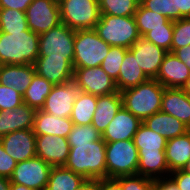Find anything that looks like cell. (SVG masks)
Instances as JSON below:
<instances>
[{
	"instance_id": "6da1fadb",
	"label": "cell",
	"mask_w": 190,
	"mask_h": 190,
	"mask_svg": "<svg viewBox=\"0 0 190 190\" xmlns=\"http://www.w3.org/2000/svg\"><path fill=\"white\" fill-rule=\"evenodd\" d=\"M133 141L139 156L137 175L156 180L163 178L165 173H170L165 155L167 139L142 123L134 134Z\"/></svg>"
},
{
	"instance_id": "7a4b0ae2",
	"label": "cell",
	"mask_w": 190,
	"mask_h": 190,
	"mask_svg": "<svg viewBox=\"0 0 190 190\" xmlns=\"http://www.w3.org/2000/svg\"><path fill=\"white\" fill-rule=\"evenodd\" d=\"M106 142L100 138L91 143H75L65 168L82 175L85 179L106 178Z\"/></svg>"
},
{
	"instance_id": "3957f363",
	"label": "cell",
	"mask_w": 190,
	"mask_h": 190,
	"mask_svg": "<svg viewBox=\"0 0 190 190\" xmlns=\"http://www.w3.org/2000/svg\"><path fill=\"white\" fill-rule=\"evenodd\" d=\"M39 35L31 30L16 33L0 31L1 65H34L39 54Z\"/></svg>"
},
{
	"instance_id": "277c9868",
	"label": "cell",
	"mask_w": 190,
	"mask_h": 190,
	"mask_svg": "<svg viewBox=\"0 0 190 190\" xmlns=\"http://www.w3.org/2000/svg\"><path fill=\"white\" fill-rule=\"evenodd\" d=\"M165 87L155 79H148L138 86L121 91L122 106L142 122L161 111Z\"/></svg>"
},
{
	"instance_id": "5b68a950",
	"label": "cell",
	"mask_w": 190,
	"mask_h": 190,
	"mask_svg": "<svg viewBox=\"0 0 190 190\" xmlns=\"http://www.w3.org/2000/svg\"><path fill=\"white\" fill-rule=\"evenodd\" d=\"M94 30L110 46L129 49L141 36L134 16H111L100 14Z\"/></svg>"
},
{
	"instance_id": "8992f818",
	"label": "cell",
	"mask_w": 190,
	"mask_h": 190,
	"mask_svg": "<svg viewBox=\"0 0 190 190\" xmlns=\"http://www.w3.org/2000/svg\"><path fill=\"white\" fill-rule=\"evenodd\" d=\"M110 47L94 29L75 30L73 68L100 66Z\"/></svg>"
},
{
	"instance_id": "52a82bcc",
	"label": "cell",
	"mask_w": 190,
	"mask_h": 190,
	"mask_svg": "<svg viewBox=\"0 0 190 190\" xmlns=\"http://www.w3.org/2000/svg\"><path fill=\"white\" fill-rule=\"evenodd\" d=\"M106 178L137 175L138 149L133 140L106 143Z\"/></svg>"
},
{
	"instance_id": "ba28073f",
	"label": "cell",
	"mask_w": 190,
	"mask_h": 190,
	"mask_svg": "<svg viewBox=\"0 0 190 190\" xmlns=\"http://www.w3.org/2000/svg\"><path fill=\"white\" fill-rule=\"evenodd\" d=\"M61 23L71 29H94L99 22L98 0H58Z\"/></svg>"
},
{
	"instance_id": "9c48e42d",
	"label": "cell",
	"mask_w": 190,
	"mask_h": 190,
	"mask_svg": "<svg viewBox=\"0 0 190 190\" xmlns=\"http://www.w3.org/2000/svg\"><path fill=\"white\" fill-rule=\"evenodd\" d=\"M75 30L63 23L39 35L38 56L74 58Z\"/></svg>"
},
{
	"instance_id": "30bf717a",
	"label": "cell",
	"mask_w": 190,
	"mask_h": 190,
	"mask_svg": "<svg viewBox=\"0 0 190 190\" xmlns=\"http://www.w3.org/2000/svg\"><path fill=\"white\" fill-rule=\"evenodd\" d=\"M25 13L28 28L38 35L61 23L58 0H33Z\"/></svg>"
},
{
	"instance_id": "8fae6325",
	"label": "cell",
	"mask_w": 190,
	"mask_h": 190,
	"mask_svg": "<svg viewBox=\"0 0 190 190\" xmlns=\"http://www.w3.org/2000/svg\"><path fill=\"white\" fill-rule=\"evenodd\" d=\"M51 169V165L36 156L18 162L10 177V182L36 190H45Z\"/></svg>"
},
{
	"instance_id": "7c38bea8",
	"label": "cell",
	"mask_w": 190,
	"mask_h": 190,
	"mask_svg": "<svg viewBox=\"0 0 190 190\" xmlns=\"http://www.w3.org/2000/svg\"><path fill=\"white\" fill-rule=\"evenodd\" d=\"M73 69V81L82 92L105 96L118 91L115 81L100 66Z\"/></svg>"
},
{
	"instance_id": "4fadbf2b",
	"label": "cell",
	"mask_w": 190,
	"mask_h": 190,
	"mask_svg": "<svg viewBox=\"0 0 190 190\" xmlns=\"http://www.w3.org/2000/svg\"><path fill=\"white\" fill-rule=\"evenodd\" d=\"M80 92V88L73 80L54 85L41 110L60 118H70L73 104Z\"/></svg>"
},
{
	"instance_id": "5bb4252c",
	"label": "cell",
	"mask_w": 190,
	"mask_h": 190,
	"mask_svg": "<svg viewBox=\"0 0 190 190\" xmlns=\"http://www.w3.org/2000/svg\"><path fill=\"white\" fill-rule=\"evenodd\" d=\"M128 50L134 55L145 75L149 79H155L167 51L143 37H140Z\"/></svg>"
},
{
	"instance_id": "9a60e30c",
	"label": "cell",
	"mask_w": 190,
	"mask_h": 190,
	"mask_svg": "<svg viewBox=\"0 0 190 190\" xmlns=\"http://www.w3.org/2000/svg\"><path fill=\"white\" fill-rule=\"evenodd\" d=\"M4 151L17 163L36 157V135L33 129L11 132L0 138Z\"/></svg>"
},
{
	"instance_id": "2e32d148",
	"label": "cell",
	"mask_w": 190,
	"mask_h": 190,
	"mask_svg": "<svg viewBox=\"0 0 190 190\" xmlns=\"http://www.w3.org/2000/svg\"><path fill=\"white\" fill-rule=\"evenodd\" d=\"M69 152L68 138L53 135L36 136V156L52 167L64 166Z\"/></svg>"
},
{
	"instance_id": "e0dca14e",
	"label": "cell",
	"mask_w": 190,
	"mask_h": 190,
	"mask_svg": "<svg viewBox=\"0 0 190 190\" xmlns=\"http://www.w3.org/2000/svg\"><path fill=\"white\" fill-rule=\"evenodd\" d=\"M73 59L38 56L34 64L35 72L53 85L69 82L73 80Z\"/></svg>"
},
{
	"instance_id": "ac0fdd59",
	"label": "cell",
	"mask_w": 190,
	"mask_h": 190,
	"mask_svg": "<svg viewBox=\"0 0 190 190\" xmlns=\"http://www.w3.org/2000/svg\"><path fill=\"white\" fill-rule=\"evenodd\" d=\"M143 122L123 106L118 110L113 120L101 134L106 143L133 140L134 134Z\"/></svg>"
},
{
	"instance_id": "d6986e66",
	"label": "cell",
	"mask_w": 190,
	"mask_h": 190,
	"mask_svg": "<svg viewBox=\"0 0 190 190\" xmlns=\"http://www.w3.org/2000/svg\"><path fill=\"white\" fill-rule=\"evenodd\" d=\"M189 76L190 69L187 65L173 52H167L155 80L161 83L165 88L182 89Z\"/></svg>"
},
{
	"instance_id": "ffe728a7",
	"label": "cell",
	"mask_w": 190,
	"mask_h": 190,
	"mask_svg": "<svg viewBox=\"0 0 190 190\" xmlns=\"http://www.w3.org/2000/svg\"><path fill=\"white\" fill-rule=\"evenodd\" d=\"M35 113L24 103L13 110L0 111V138L14 131L33 129Z\"/></svg>"
},
{
	"instance_id": "44dd1931",
	"label": "cell",
	"mask_w": 190,
	"mask_h": 190,
	"mask_svg": "<svg viewBox=\"0 0 190 190\" xmlns=\"http://www.w3.org/2000/svg\"><path fill=\"white\" fill-rule=\"evenodd\" d=\"M161 111L176 117L190 129V95L182 89H164Z\"/></svg>"
},
{
	"instance_id": "7402d4cb",
	"label": "cell",
	"mask_w": 190,
	"mask_h": 190,
	"mask_svg": "<svg viewBox=\"0 0 190 190\" xmlns=\"http://www.w3.org/2000/svg\"><path fill=\"white\" fill-rule=\"evenodd\" d=\"M73 125L70 118H60L42 110H36L33 131L36 136L53 135L68 138Z\"/></svg>"
},
{
	"instance_id": "603a6c76",
	"label": "cell",
	"mask_w": 190,
	"mask_h": 190,
	"mask_svg": "<svg viewBox=\"0 0 190 190\" xmlns=\"http://www.w3.org/2000/svg\"><path fill=\"white\" fill-rule=\"evenodd\" d=\"M35 66L32 64L0 66V84L12 87L22 95L30 85L35 74Z\"/></svg>"
},
{
	"instance_id": "cb8c5ba5",
	"label": "cell",
	"mask_w": 190,
	"mask_h": 190,
	"mask_svg": "<svg viewBox=\"0 0 190 190\" xmlns=\"http://www.w3.org/2000/svg\"><path fill=\"white\" fill-rule=\"evenodd\" d=\"M143 124L167 140L184 135L190 130L179 119L163 111L149 116L143 121Z\"/></svg>"
},
{
	"instance_id": "d4e9b609",
	"label": "cell",
	"mask_w": 190,
	"mask_h": 190,
	"mask_svg": "<svg viewBox=\"0 0 190 190\" xmlns=\"http://www.w3.org/2000/svg\"><path fill=\"white\" fill-rule=\"evenodd\" d=\"M121 107L122 96L119 91L110 95L97 96L96 109L91 124L102 134Z\"/></svg>"
},
{
	"instance_id": "484cf974",
	"label": "cell",
	"mask_w": 190,
	"mask_h": 190,
	"mask_svg": "<svg viewBox=\"0 0 190 190\" xmlns=\"http://www.w3.org/2000/svg\"><path fill=\"white\" fill-rule=\"evenodd\" d=\"M165 155L170 173L181 170L190 159V130L184 135L167 140Z\"/></svg>"
},
{
	"instance_id": "4316f807",
	"label": "cell",
	"mask_w": 190,
	"mask_h": 190,
	"mask_svg": "<svg viewBox=\"0 0 190 190\" xmlns=\"http://www.w3.org/2000/svg\"><path fill=\"white\" fill-rule=\"evenodd\" d=\"M149 78L138 65L134 55L128 50L122 61L119 76L115 82L119 92L138 86Z\"/></svg>"
},
{
	"instance_id": "83f0119b",
	"label": "cell",
	"mask_w": 190,
	"mask_h": 190,
	"mask_svg": "<svg viewBox=\"0 0 190 190\" xmlns=\"http://www.w3.org/2000/svg\"><path fill=\"white\" fill-rule=\"evenodd\" d=\"M85 178L64 166L52 167L45 190H76Z\"/></svg>"
},
{
	"instance_id": "f1b7e54d",
	"label": "cell",
	"mask_w": 190,
	"mask_h": 190,
	"mask_svg": "<svg viewBox=\"0 0 190 190\" xmlns=\"http://www.w3.org/2000/svg\"><path fill=\"white\" fill-rule=\"evenodd\" d=\"M53 86L52 83L35 73L30 85L23 94L24 104L29 105L35 110H41Z\"/></svg>"
},
{
	"instance_id": "f546056e",
	"label": "cell",
	"mask_w": 190,
	"mask_h": 190,
	"mask_svg": "<svg viewBox=\"0 0 190 190\" xmlns=\"http://www.w3.org/2000/svg\"><path fill=\"white\" fill-rule=\"evenodd\" d=\"M96 104L97 96L81 91L73 104L70 119L75 125H90Z\"/></svg>"
},
{
	"instance_id": "4dcf8cb0",
	"label": "cell",
	"mask_w": 190,
	"mask_h": 190,
	"mask_svg": "<svg viewBox=\"0 0 190 190\" xmlns=\"http://www.w3.org/2000/svg\"><path fill=\"white\" fill-rule=\"evenodd\" d=\"M134 17L141 37L152 29L164 28V25H174V21L162 14L144 8L140 3Z\"/></svg>"
},
{
	"instance_id": "1f68e13d",
	"label": "cell",
	"mask_w": 190,
	"mask_h": 190,
	"mask_svg": "<svg viewBox=\"0 0 190 190\" xmlns=\"http://www.w3.org/2000/svg\"><path fill=\"white\" fill-rule=\"evenodd\" d=\"M28 28L26 13L15 9L0 8V31L4 33H16Z\"/></svg>"
},
{
	"instance_id": "d6a6232c",
	"label": "cell",
	"mask_w": 190,
	"mask_h": 190,
	"mask_svg": "<svg viewBox=\"0 0 190 190\" xmlns=\"http://www.w3.org/2000/svg\"><path fill=\"white\" fill-rule=\"evenodd\" d=\"M100 14L111 16H134L138 0H98Z\"/></svg>"
},
{
	"instance_id": "836d02e7",
	"label": "cell",
	"mask_w": 190,
	"mask_h": 190,
	"mask_svg": "<svg viewBox=\"0 0 190 190\" xmlns=\"http://www.w3.org/2000/svg\"><path fill=\"white\" fill-rule=\"evenodd\" d=\"M127 48L111 46L100 67L116 82Z\"/></svg>"
},
{
	"instance_id": "e575fe53",
	"label": "cell",
	"mask_w": 190,
	"mask_h": 190,
	"mask_svg": "<svg viewBox=\"0 0 190 190\" xmlns=\"http://www.w3.org/2000/svg\"><path fill=\"white\" fill-rule=\"evenodd\" d=\"M140 4L150 10L166 16L168 19L179 20V9L176 0H140Z\"/></svg>"
},
{
	"instance_id": "d590c367",
	"label": "cell",
	"mask_w": 190,
	"mask_h": 190,
	"mask_svg": "<svg viewBox=\"0 0 190 190\" xmlns=\"http://www.w3.org/2000/svg\"><path fill=\"white\" fill-rule=\"evenodd\" d=\"M101 138V134L92 125H73V128L68 136L70 146H75V143H91Z\"/></svg>"
},
{
	"instance_id": "8d00e7d4",
	"label": "cell",
	"mask_w": 190,
	"mask_h": 190,
	"mask_svg": "<svg viewBox=\"0 0 190 190\" xmlns=\"http://www.w3.org/2000/svg\"><path fill=\"white\" fill-rule=\"evenodd\" d=\"M190 45V18L174 21L171 52Z\"/></svg>"
},
{
	"instance_id": "74e56055",
	"label": "cell",
	"mask_w": 190,
	"mask_h": 190,
	"mask_svg": "<svg viewBox=\"0 0 190 190\" xmlns=\"http://www.w3.org/2000/svg\"><path fill=\"white\" fill-rule=\"evenodd\" d=\"M142 37L158 47L163 48L167 52H171L173 25H164V28L152 29L151 31L145 33Z\"/></svg>"
},
{
	"instance_id": "f35d334b",
	"label": "cell",
	"mask_w": 190,
	"mask_h": 190,
	"mask_svg": "<svg viewBox=\"0 0 190 190\" xmlns=\"http://www.w3.org/2000/svg\"><path fill=\"white\" fill-rule=\"evenodd\" d=\"M122 190H152L155 180L141 175L122 176L115 179Z\"/></svg>"
},
{
	"instance_id": "ab89813d",
	"label": "cell",
	"mask_w": 190,
	"mask_h": 190,
	"mask_svg": "<svg viewBox=\"0 0 190 190\" xmlns=\"http://www.w3.org/2000/svg\"><path fill=\"white\" fill-rule=\"evenodd\" d=\"M23 95L12 87L0 84V111L13 110L23 104Z\"/></svg>"
},
{
	"instance_id": "60d3db41",
	"label": "cell",
	"mask_w": 190,
	"mask_h": 190,
	"mask_svg": "<svg viewBox=\"0 0 190 190\" xmlns=\"http://www.w3.org/2000/svg\"><path fill=\"white\" fill-rule=\"evenodd\" d=\"M16 164L17 162L4 151L0 141V176L10 178Z\"/></svg>"
},
{
	"instance_id": "b9f144b4",
	"label": "cell",
	"mask_w": 190,
	"mask_h": 190,
	"mask_svg": "<svg viewBox=\"0 0 190 190\" xmlns=\"http://www.w3.org/2000/svg\"><path fill=\"white\" fill-rule=\"evenodd\" d=\"M169 176L180 190H190V174L181 170L171 172ZM172 176V177H171Z\"/></svg>"
},
{
	"instance_id": "7bdbcfd3",
	"label": "cell",
	"mask_w": 190,
	"mask_h": 190,
	"mask_svg": "<svg viewBox=\"0 0 190 190\" xmlns=\"http://www.w3.org/2000/svg\"><path fill=\"white\" fill-rule=\"evenodd\" d=\"M33 0H0V8L15 9L26 12V9Z\"/></svg>"
},
{
	"instance_id": "ee69618b",
	"label": "cell",
	"mask_w": 190,
	"mask_h": 190,
	"mask_svg": "<svg viewBox=\"0 0 190 190\" xmlns=\"http://www.w3.org/2000/svg\"><path fill=\"white\" fill-rule=\"evenodd\" d=\"M98 190H122L120 184L111 178L98 179Z\"/></svg>"
},
{
	"instance_id": "f6af8a7d",
	"label": "cell",
	"mask_w": 190,
	"mask_h": 190,
	"mask_svg": "<svg viewBox=\"0 0 190 190\" xmlns=\"http://www.w3.org/2000/svg\"><path fill=\"white\" fill-rule=\"evenodd\" d=\"M155 185L160 190H180L176 183L170 177L156 179Z\"/></svg>"
},
{
	"instance_id": "bcb514c9",
	"label": "cell",
	"mask_w": 190,
	"mask_h": 190,
	"mask_svg": "<svg viewBox=\"0 0 190 190\" xmlns=\"http://www.w3.org/2000/svg\"><path fill=\"white\" fill-rule=\"evenodd\" d=\"M173 53L190 69V45L175 49Z\"/></svg>"
},
{
	"instance_id": "7dc6e473",
	"label": "cell",
	"mask_w": 190,
	"mask_h": 190,
	"mask_svg": "<svg viewBox=\"0 0 190 190\" xmlns=\"http://www.w3.org/2000/svg\"><path fill=\"white\" fill-rule=\"evenodd\" d=\"M179 19L190 18V0H176Z\"/></svg>"
},
{
	"instance_id": "c3c4849f",
	"label": "cell",
	"mask_w": 190,
	"mask_h": 190,
	"mask_svg": "<svg viewBox=\"0 0 190 190\" xmlns=\"http://www.w3.org/2000/svg\"><path fill=\"white\" fill-rule=\"evenodd\" d=\"M76 190H98V179H85Z\"/></svg>"
},
{
	"instance_id": "681fc988",
	"label": "cell",
	"mask_w": 190,
	"mask_h": 190,
	"mask_svg": "<svg viewBox=\"0 0 190 190\" xmlns=\"http://www.w3.org/2000/svg\"><path fill=\"white\" fill-rule=\"evenodd\" d=\"M10 185V178L0 176V190H9Z\"/></svg>"
},
{
	"instance_id": "f907efd6",
	"label": "cell",
	"mask_w": 190,
	"mask_h": 190,
	"mask_svg": "<svg viewBox=\"0 0 190 190\" xmlns=\"http://www.w3.org/2000/svg\"><path fill=\"white\" fill-rule=\"evenodd\" d=\"M9 190H36V189L28 188L26 186L17 183H11Z\"/></svg>"
},
{
	"instance_id": "816d5d0a",
	"label": "cell",
	"mask_w": 190,
	"mask_h": 190,
	"mask_svg": "<svg viewBox=\"0 0 190 190\" xmlns=\"http://www.w3.org/2000/svg\"><path fill=\"white\" fill-rule=\"evenodd\" d=\"M182 90L190 95V76L188 77L185 85L182 87Z\"/></svg>"
},
{
	"instance_id": "f5cc1de1",
	"label": "cell",
	"mask_w": 190,
	"mask_h": 190,
	"mask_svg": "<svg viewBox=\"0 0 190 190\" xmlns=\"http://www.w3.org/2000/svg\"><path fill=\"white\" fill-rule=\"evenodd\" d=\"M182 170L184 172H187L190 174V159L187 161V163L185 164V166L182 168Z\"/></svg>"
},
{
	"instance_id": "db71d44e",
	"label": "cell",
	"mask_w": 190,
	"mask_h": 190,
	"mask_svg": "<svg viewBox=\"0 0 190 190\" xmlns=\"http://www.w3.org/2000/svg\"><path fill=\"white\" fill-rule=\"evenodd\" d=\"M152 190H160L156 185L152 188Z\"/></svg>"
}]
</instances>
